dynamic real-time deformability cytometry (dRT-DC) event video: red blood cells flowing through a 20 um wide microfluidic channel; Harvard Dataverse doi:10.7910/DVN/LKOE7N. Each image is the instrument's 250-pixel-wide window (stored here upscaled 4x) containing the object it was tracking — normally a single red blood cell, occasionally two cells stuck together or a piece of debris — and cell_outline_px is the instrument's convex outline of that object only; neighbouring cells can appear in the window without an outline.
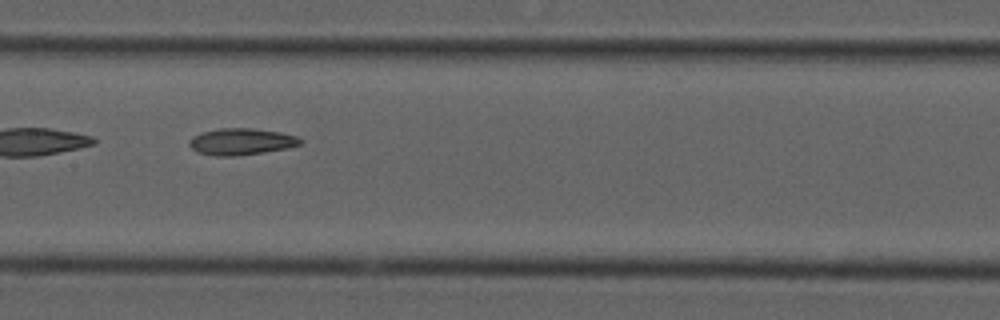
{"species": "common noctule bat (a hibernating species)", "species_latin": "Nyctalus noctula", "temperature_condition": "cold", "stored_images_in_passage": 40, "camera_frame_rate_fps": 3000, "um_per_image_px": 0.085, "animal": {"sex": "male", "forearm_length_mm": 52.5}, "frame": {"image": 1, "passage_image": 16, "time_ms": 5.0, "image_size_px": [1000, 320], "cell_outline_px": [[300, 144], [288, 148], [236, 156], [216, 156], [196, 152], [188, 144], [188, 140], [192, 136], [200, 132], [220, 128], [252, 128], [280, 132], [296, 136], [300, 140]], "centroid_in_image_um": [20.43, 12.03], "position_along_channel_um": 187.0, "area_um2": 17.22}}
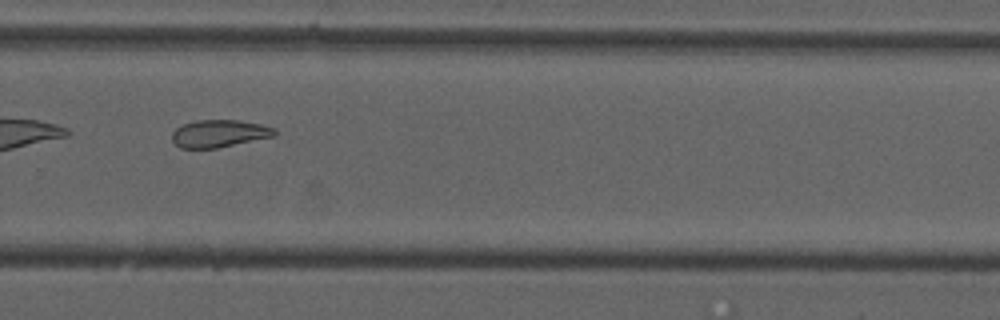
{"frame": {"image": 2, "passage_image": 26, "time_ms": 8.333, "image_size_px": [1000, 320], "cell_outline_px": [[276, 136], [216, 148], [180, 148], [172, 140], [172, 132], [176, 128], [184, 124], [196, 120], [236, 120], [260, 124], [272, 128], [276, 132]], "centroid_in_image_um": [18.61, 11.35], "position_along_channel_um": 311.2, "area_um2": 16.24}}
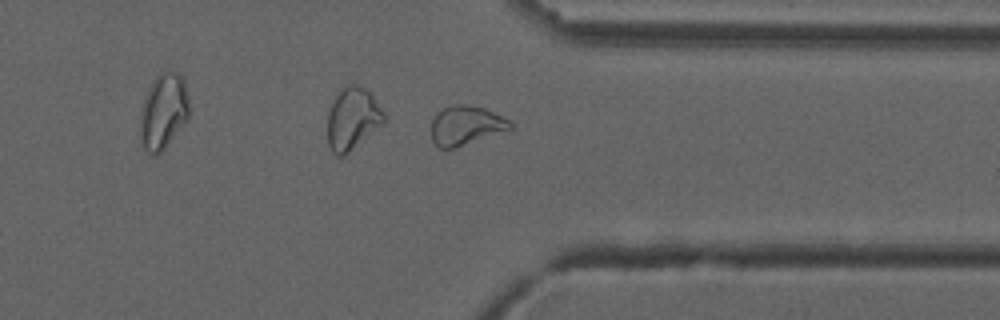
{"frame": {"image": 3, "passage_image": 31, "time_ms": 10.0, "image_size_px": [1000, 320], "cell_outline_px": [[512, 128], [452, 148], [440, 148], [432, 140], [432, 120], [436, 112], [452, 104], [464, 104], [484, 108], [508, 120], [512, 124]], "centroid_in_image_um": [39.55, 10.64], "position_along_channel_um": 371.9, "area_um2": 17.51}, "authors_computed_cell_mechanics": {"area_um2": 16.7331, "velocity_mm_per_s": 3.7481, "shape_relaxation_time_tau1_ms": null, "shape_relaxation_time_tau2_ms": 11.2262, "deformation_change_tau1": null, "deformation_change_tau2": 0.1841}}